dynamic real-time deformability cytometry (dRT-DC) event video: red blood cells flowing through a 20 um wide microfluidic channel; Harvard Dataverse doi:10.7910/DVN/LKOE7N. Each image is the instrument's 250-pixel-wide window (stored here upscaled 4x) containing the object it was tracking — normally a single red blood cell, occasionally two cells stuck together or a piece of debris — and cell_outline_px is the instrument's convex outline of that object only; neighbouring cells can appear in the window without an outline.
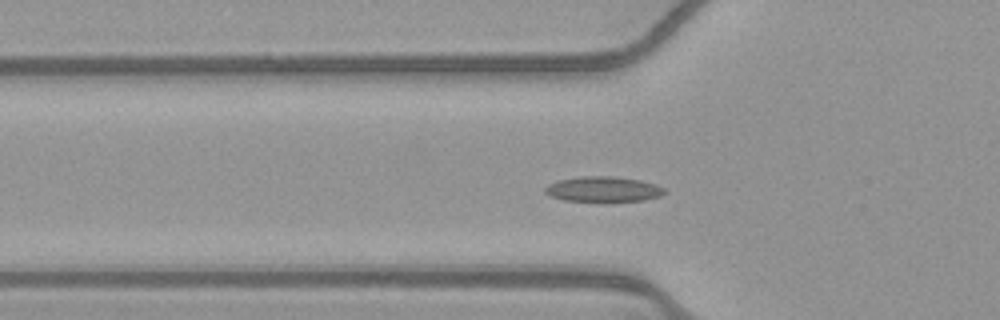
{"species": "common noctule bat (a hibernating species)", "species_latin": "Nyctalus noctula", "temperature_condition": "warm", "stored_images_in_passage": 38, "camera_frame_rate_fps": 3000, "um_per_image_px": 0.085, "animal": {"sex": "female", "body_mass_g": 21.9}, "frame": {"image": 1, "passage_image": 2, "time_ms": 0.333, "image_size_px": [1000, 320], "cell_outline_px": [[668, 192], [660, 196], [644, 200], [612, 204], [564, 200], [552, 196], [544, 192], [544, 188], [548, 184], [560, 180], [584, 176], [612, 176], [640, 180], [656, 184], [664, 188]], "centroid_in_image_um": [51.33, 16.13], "position_along_channel_um": 74.5, "area_um2": 18.32}}
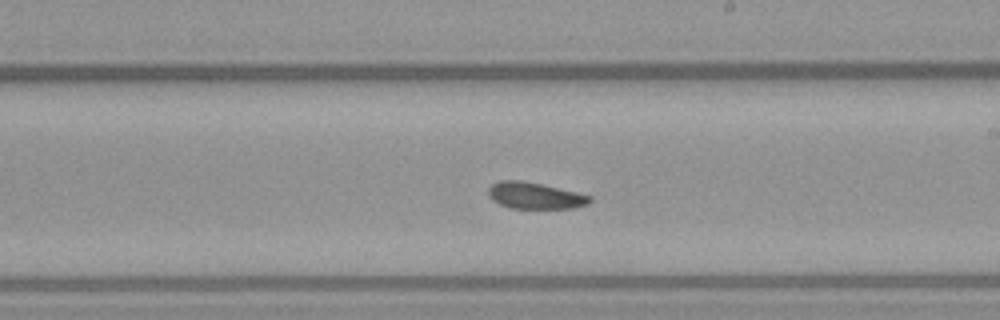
{"frame": {"image": 2, "passage_image": 15, "time_ms": 4.667, "image_size_px": [1000, 320], "cell_outline_px": [[592, 200], [588, 204], [572, 208], [508, 208], [492, 200], [488, 196], [488, 188], [492, 184], [500, 180], [520, 180], [540, 184], [576, 192], [592, 196]], "centroid_in_image_um": [45.44, 16.63], "position_along_channel_um": 243.6, "area_um2": 15.61}}
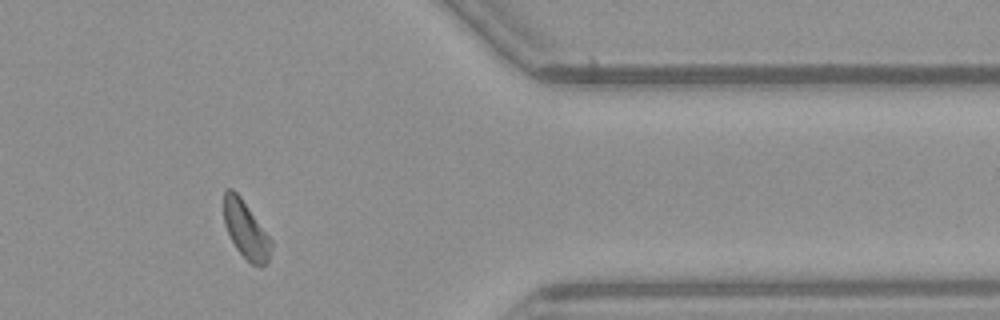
{"frame": {"image": 3, "passage_image": 28, "time_ms": 9.0, "image_size_px": [1000, 320], "cell_outline_px": [[272, 248], [268, 264], [260, 268], [252, 264], [236, 248], [224, 224], [224, 192], [228, 188], [232, 188], [240, 196], [272, 240]], "centroid_in_image_um": [20.92, 19.57], "position_along_channel_um": 390.5, "area_um2": 15.78}, "authors_computed_cell_mechanics": {"area_um2": 16.1551, "velocity_mm_per_s": 3.8704, "shape_relaxation_time_tau1_ms": 6.188, "shape_relaxation_time_tau2_ms": null, "deformation_change_tau1": 0.1109, "deformation_change_tau2": null}}